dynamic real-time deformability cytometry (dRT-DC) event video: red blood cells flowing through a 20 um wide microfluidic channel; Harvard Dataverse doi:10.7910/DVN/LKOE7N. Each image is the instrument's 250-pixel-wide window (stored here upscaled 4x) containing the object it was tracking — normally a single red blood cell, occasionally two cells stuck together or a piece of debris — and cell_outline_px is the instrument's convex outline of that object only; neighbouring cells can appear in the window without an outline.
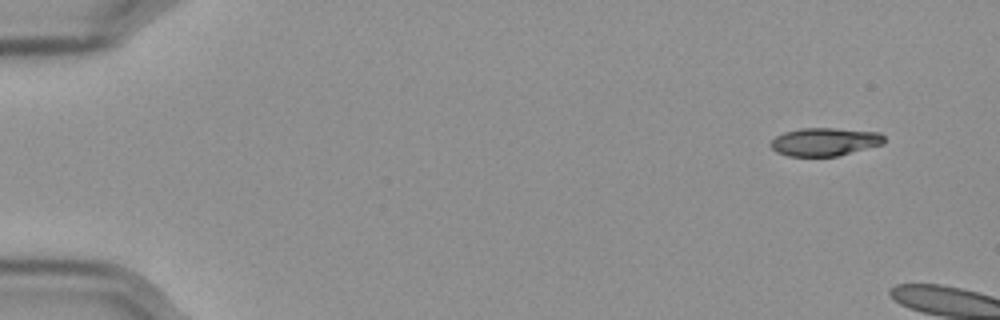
{"species": "Egyptian fruit bat (a non-hibernating species)", "species_latin": "Rousettus aegyptiacus", "temperature_condition": "cold", "stored_images_in_passage": 6, "camera_frame_rate_fps": 3000, "um_per_image_px": 0.085, "frame": {"image": 1, "passage_image": 1, "time_ms": 0.0, "image_size_px": [1000, 320], "cell_outline_px": [[884, 144], [836, 156], [788, 156], [776, 152], [768, 144], [776, 136], [784, 132], [800, 128], [836, 128], [880, 132], [884, 136]], "centroid_in_image_um": [70.09, 12.05], "position_along_channel_um": 14.9, "area_um2": 18.67}}